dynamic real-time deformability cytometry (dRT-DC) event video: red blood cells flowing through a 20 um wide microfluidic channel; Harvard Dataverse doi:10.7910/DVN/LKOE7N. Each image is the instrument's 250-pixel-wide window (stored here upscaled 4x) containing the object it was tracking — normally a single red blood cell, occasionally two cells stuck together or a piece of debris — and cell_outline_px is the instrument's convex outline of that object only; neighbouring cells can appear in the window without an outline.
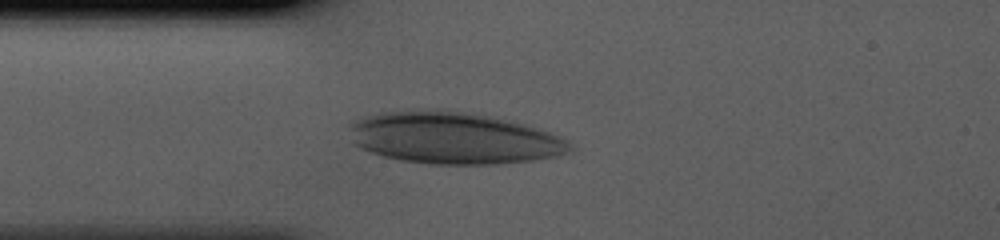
{"species": "human", "species_latin": "Homo sapiens", "temperature_condition": "cold", "stored_images_in_passage": 31, "camera_frame_rate_fps": 3000, "um_per_image_px": 0.085, "donor": {"sex": "male"}, "frame": {"image": 1, "passage_image": 2, "time_ms": 0.333, "image_size_px": [1000, 240], "cell_outline_px": [[576, 148], [572, 152], [556, 156], [532, 160], [496, 164], [432, 164], [400, 160], [384, 156], [360, 148], [352, 144], [348, 128], [348, 124], [352, 120], [360, 116], [380, 112], [456, 112], [484, 116], [520, 124], [548, 132], [568, 140]], "centroid_in_image_um": [38.5, 11.78], "position_along_channel_um": 46.5, "area_um2": 65.49}}
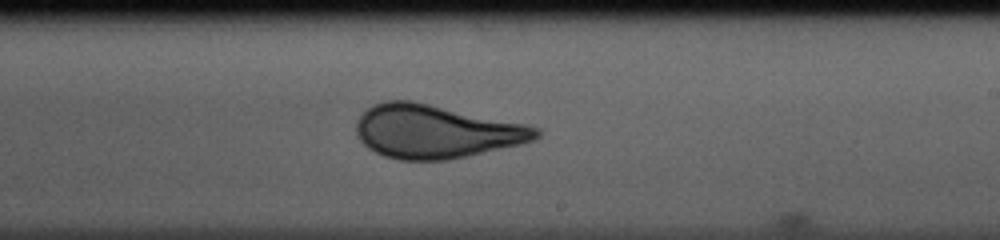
{"frame": {"image": 2, "passage_image": 17, "time_ms": 5.333, "image_size_px": [1000, 240], "cell_outline_px": [[540, 136], [536, 140], [520, 144], [448, 160], [400, 160], [384, 156], [368, 148], [360, 140], [356, 132], [356, 120], [372, 104], [384, 100], [412, 100], [528, 124], [540, 128]], "centroid_in_image_um": [37.05, 11.16], "position_along_channel_um": 251.9, "area_um2": 56.24}}
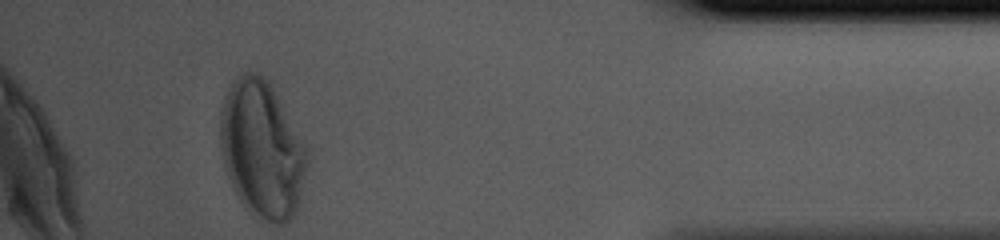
{"frame": {"image": 3, "passage_image": 31, "time_ms": 10.0, "image_size_px": [1000, 240], "cell_outline_px": [[308, 160], [296, 208], [292, 220], [284, 224], [276, 224], [252, 216], [240, 200], [228, 176], [224, 164], [220, 144], [220, 112], [224, 96], [236, 76], [240, 72], [260, 72], [272, 84], [308, 156]], "centroid_in_image_um": [22.22, 12.67], "position_along_channel_um": 413.0, "area_um2": 68.78}}